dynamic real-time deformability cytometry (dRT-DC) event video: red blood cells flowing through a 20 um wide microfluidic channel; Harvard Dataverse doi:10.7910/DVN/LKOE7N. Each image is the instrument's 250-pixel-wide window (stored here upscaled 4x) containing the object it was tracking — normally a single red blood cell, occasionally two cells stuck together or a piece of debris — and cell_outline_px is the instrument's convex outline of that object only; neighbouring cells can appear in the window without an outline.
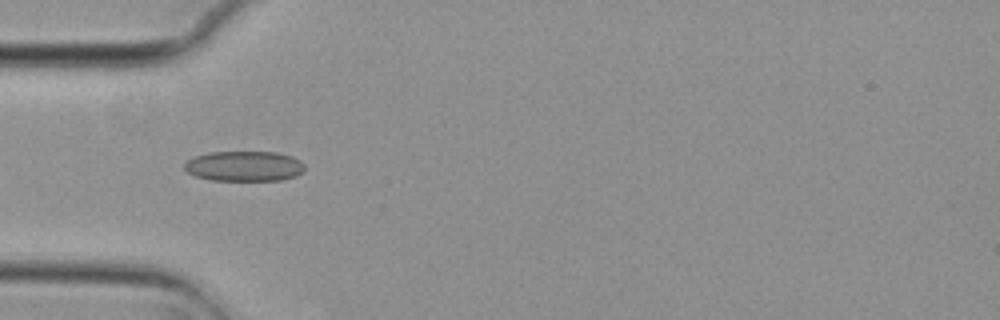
{"species": "common noctule bat (a hibernating species)", "species_latin": "Nyctalus noctula", "temperature_condition": "cold", "stored_images_in_passage": 8, "camera_frame_rate_fps": 3000, "um_per_image_px": 0.085, "animal": {"sex": "female", "body_mass_g": 29.2, "forearm_length_mm": 56.3}, "frame": {"image": 1, "passage_image": 5, "time_ms": 1.333, "image_size_px": [1000, 320], "cell_outline_px": [[304, 172], [296, 176], [280, 180], [212, 180], [196, 176], [188, 172], [184, 168], [184, 164], [188, 160], [196, 156], [208, 152], [276, 152], [292, 156], [300, 160], [304, 164]], "centroid_in_image_um": [20.79, 14.12], "position_along_channel_um": 64.2, "area_um2": 21.15}}
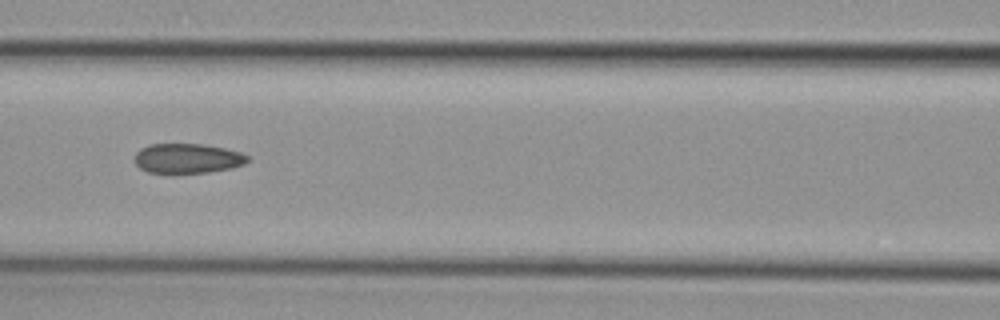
{"frame": {"image": 2, "passage_image": 7, "time_ms": 2.0, "image_size_px": [1000, 320], "cell_outline_px": [[248, 160], [244, 164], [232, 168], [208, 172], [172, 176], [148, 172], [140, 168], [136, 164], [136, 152], [140, 148], [148, 144], [200, 144], [224, 148], [240, 152], [248, 156]], "centroid_in_image_um": [15.89, 13.5], "position_along_channel_um": 150.7, "area_um2": 20.17}}
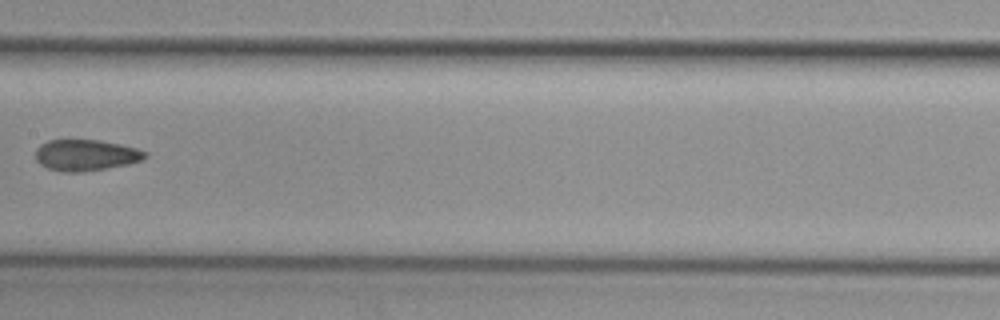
{"frame": {"image": 3, "passage_image": 8, "time_ms": 2.333, "image_size_px": [1000, 320], "cell_outline_px": [[148, 156], [144, 160], [128, 164], [80, 172], [64, 172], [48, 168], [40, 164], [36, 160], [36, 148], [40, 144], [48, 140], [100, 140], [120, 144], [136, 148], [148, 152]], "centroid_in_image_um": [7.31, 13.18], "position_along_channel_um": 200.1, "area_um2": 19.94}}